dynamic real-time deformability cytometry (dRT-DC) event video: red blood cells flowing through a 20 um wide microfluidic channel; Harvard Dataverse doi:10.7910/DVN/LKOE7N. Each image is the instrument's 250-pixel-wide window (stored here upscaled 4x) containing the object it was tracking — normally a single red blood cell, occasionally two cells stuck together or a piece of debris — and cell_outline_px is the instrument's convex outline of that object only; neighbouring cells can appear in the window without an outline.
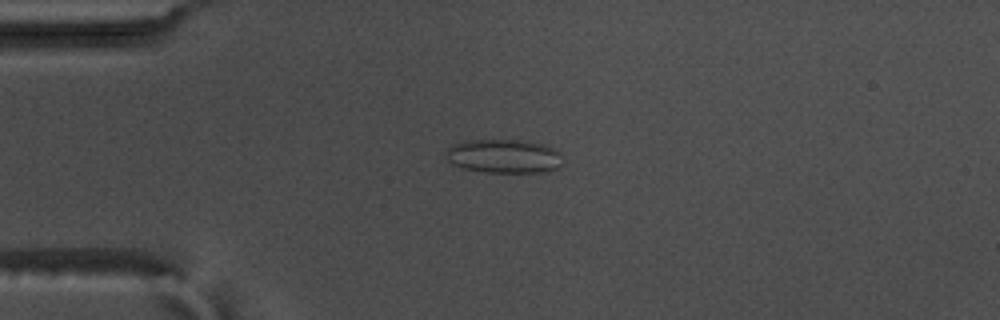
{"species": "common noctule bat (a hibernating species)", "species_latin": "Nyctalus noctula", "temperature_condition": "warm", "stored_images_in_passage": 57, "camera_frame_rate_fps": 3000, "um_per_image_px": 0.085, "animal": {"sex": "male", "body_mass_g": 17.5, "forearm_length_mm": 52.3}, "frame": {"image": 1, "passage_image": 15, "time_ms": 4.667, "image_size_px": [1000, 320], "cell_outline_px": [[564, 164], [560, 168], [548, 172], [484, 172], [464, 168], [452, 164], [444, 156], [444, 152], [452, 144], [468, 140], [516, 140], [544, 144], [560, 152]], "centroid_in_image_um": [42.85, 13.28], "position_along_channel_um": 42.2, "area_um2": 23.35}}
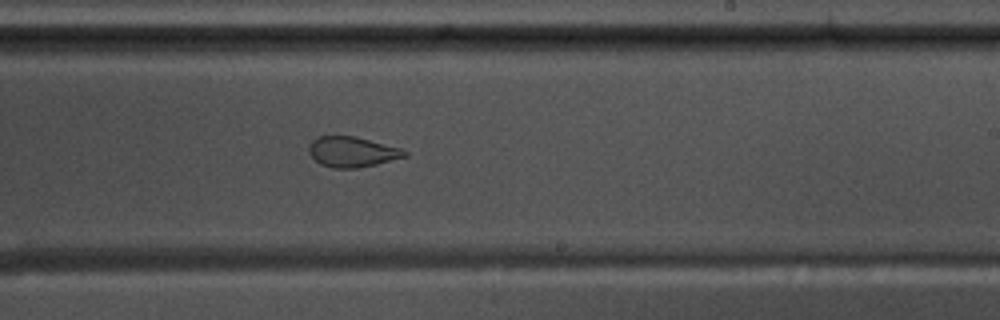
{"frame": {"image": 2, "passage_image": 35, "time_ms": 11.333, "image_size_px": [1000, 320], "cell_outline_px": [[408, 156], [376, 164], [356, 168], [332, 168], [320, 164], [308, 152], [308, 148], [312, 140], [320, 136], [356, 136], [400, 148], [408, 152]], "centroid_in_image_um": [29.93, 12.91], "position_along_channel_um": 259.1, "area_um2": 16.88}}
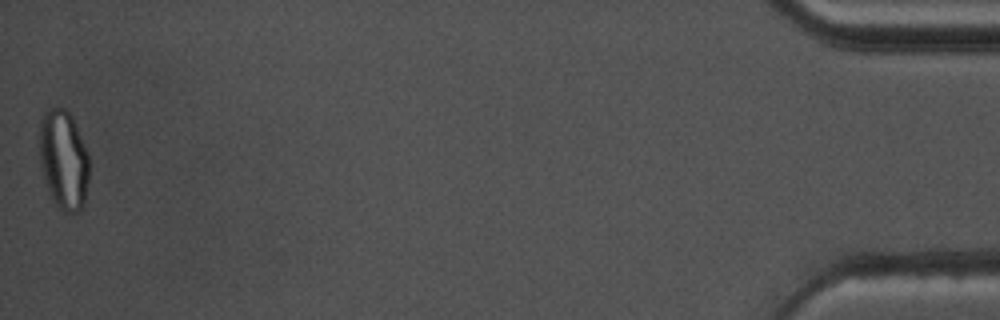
{"frame": {"image": 3, "passage_image": 57, "time_ms": 18.667, "image_size_px": [1000, 320], "cell_outline_px": [[88, 180], [84, 204], [80, 212], [64, 212], [52, 200], [40, 164], [36, 136], [40, 120], [44, 108], [64, 108], [72, 116], [88, 156]], "centroid_in_image_um": [5.35, 13.53], "position_along_channel_um": 429.9, "area_um2": 29.25}, "authors_computed_cell_mechanics": {"area_um2": 23.3512, "velocity_mm_per_s": 3.6308, "shape_relaxation_time_tau1_ms": null, "shape_relaxation_time_tau2_ms": 1.3378, "deformation_change_tau1": null, "deformation_change_tau2": 0.0705}}